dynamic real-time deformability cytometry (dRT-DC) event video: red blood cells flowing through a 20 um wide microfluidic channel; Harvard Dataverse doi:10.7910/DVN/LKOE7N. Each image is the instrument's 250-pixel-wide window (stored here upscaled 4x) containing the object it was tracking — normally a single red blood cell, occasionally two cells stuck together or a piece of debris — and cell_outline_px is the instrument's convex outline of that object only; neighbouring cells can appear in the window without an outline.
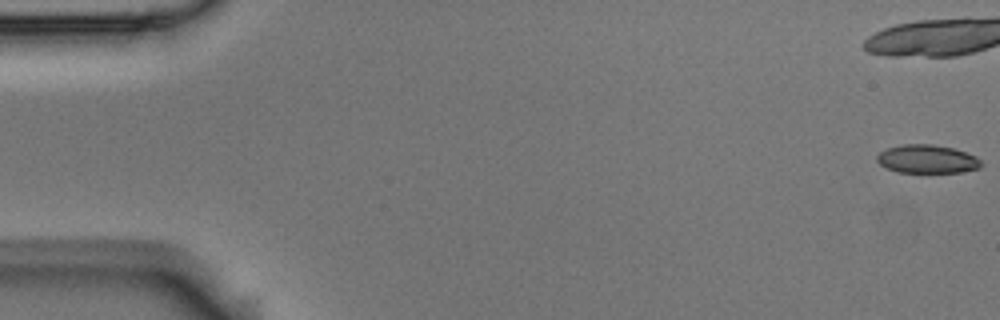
{"species": "Egyptian fruit bat (a non-hibernating species)", "species_latin": "Rousettus aegyptiacus", "temperature_condition": "room temperature", "stored_images_in_passage": 20, "camera_frame_rate_fps": 3000, "um_per_image_px": 0.085, "animal": {"sex": "male"}, "frame": {"image": 1, "passage_image": 1, "time_ms": 0.0, "image_size_px": [1000, 320], "cell_outline_px": [[984, 164], [980, 168], [960, 172], [900, 172], [888, 168], [880, 164], [876, 160], [876, 156], [880, 152], [888, 148], [904, 144], [932, 144], [956, 148], [976, 156]], "centroid_in_image_um": [78.85, 13.51], "position_along_channel_um": 6.1, "area_um2": 17.28}}